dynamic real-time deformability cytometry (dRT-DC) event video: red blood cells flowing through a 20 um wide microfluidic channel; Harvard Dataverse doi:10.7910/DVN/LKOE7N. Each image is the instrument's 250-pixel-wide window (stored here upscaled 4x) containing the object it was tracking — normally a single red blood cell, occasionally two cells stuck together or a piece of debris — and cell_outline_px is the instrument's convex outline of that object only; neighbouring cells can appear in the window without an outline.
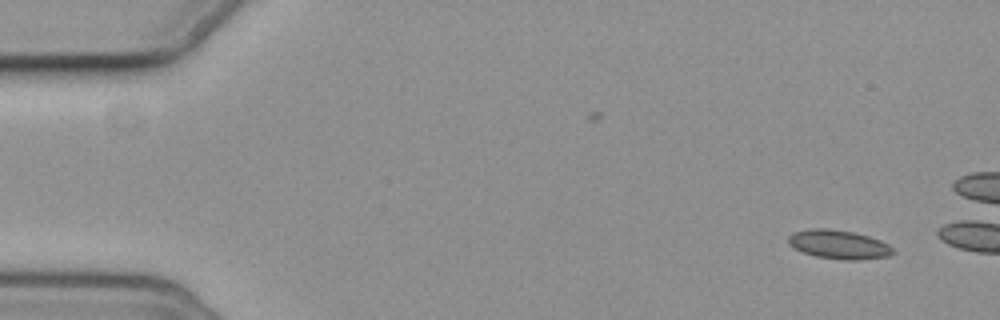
{"species": "common noctule bat (a hibernating species)", "species_latin": "Nyctalus noctula", "temperature_condition": "cold", "stored_images_in_passage": 2, "camera_frame_rate_fps": 3000, "um_per_image_px": 0.085, "animal": {"sex": "female", "body_mass_g": 19.3, "forearm_length_mm": 54.1}, "frame": {"image": 1, "passage_image": 2, "time_ms": 2.0, "image_size_px": [1000, 320], "cell_outline_px": [[896, 252], [888, 256], [860, 260], [844, 260], [816, 256], [804, 252], [788, 244], [788, 236], [792, 232], [812, 228], [828, 228], [852, 232], [868, 236], [880, 240], [888, 244]], "centroid_in_image_um": [71.3, 20.78], "position_along_channel_um": 13.7, "area_um2": 17.57}}